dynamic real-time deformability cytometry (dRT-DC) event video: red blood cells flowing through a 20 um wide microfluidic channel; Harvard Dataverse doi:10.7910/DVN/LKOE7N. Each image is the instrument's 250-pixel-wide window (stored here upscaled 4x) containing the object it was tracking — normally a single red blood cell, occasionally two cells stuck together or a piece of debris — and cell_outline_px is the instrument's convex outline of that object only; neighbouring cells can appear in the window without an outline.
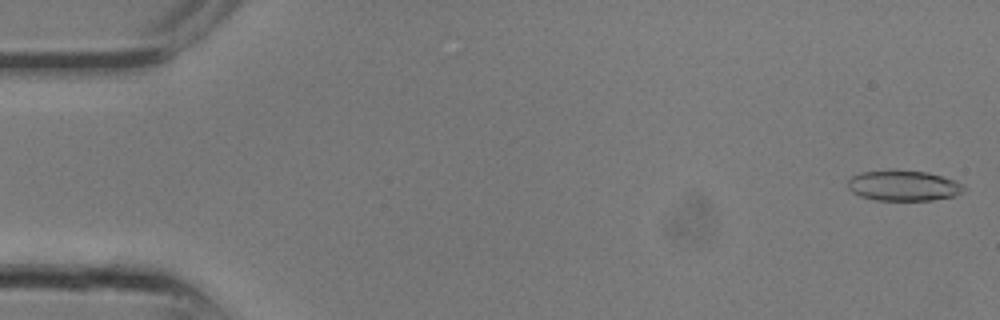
{"species": "common noctule bat (a hibernating species)", "species_latin": "Nyctalus noctula", "temperature_condition": "room temperature", "stored_images_in_passage": 10, "camera_frame_rate_fps": 3000, "um_per_image_px": 0.085, "animal": {"sex": "male", "body_mass_g": 13.3}, "frame": {"image": 1, "passage_image": 1, "time_ms": 0.0, "image_size_px": [1000, 320], "cell_outline_px": [[964, 188], [956, 196], [932, 200], [876, 200], [860, 196], [852, 192], [848, 188], [848, 180], [852, 176], [860, 172], [928, 172], [964, 184]], "centroid_in_image_um": [76.78, 15.81], "position_along_channel_um": 8.2, "area_um2": 19.94}}
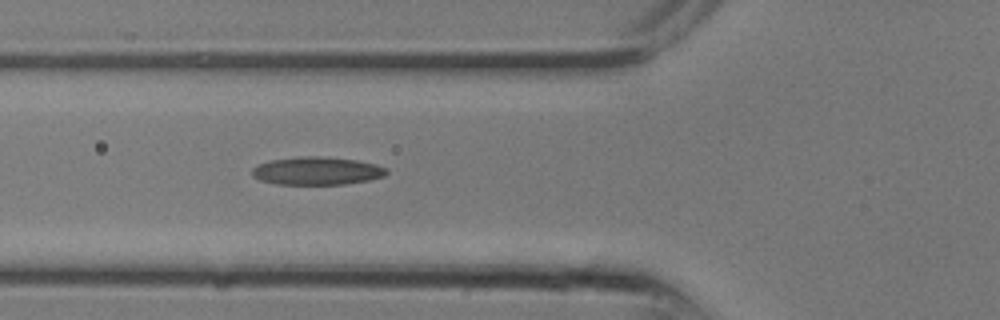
{"frame": {"image": 2, "passage_image": 10, "time_ms": 3.0, "image_size_px": [1000, 320], "cell_outline_px": [[388, 172], [384, 176], [368, 180], [344, 184], [276, 184], [260, 180], [252, 176], [252, 168], [268, 160], [296, 156], [328, 156], [356, 160], [376, 164], [388, 168]], "centroid_in_image_um": [26.93, 14.51], "position_along_channel_um": 98.9, "area_um2": 22.14}}